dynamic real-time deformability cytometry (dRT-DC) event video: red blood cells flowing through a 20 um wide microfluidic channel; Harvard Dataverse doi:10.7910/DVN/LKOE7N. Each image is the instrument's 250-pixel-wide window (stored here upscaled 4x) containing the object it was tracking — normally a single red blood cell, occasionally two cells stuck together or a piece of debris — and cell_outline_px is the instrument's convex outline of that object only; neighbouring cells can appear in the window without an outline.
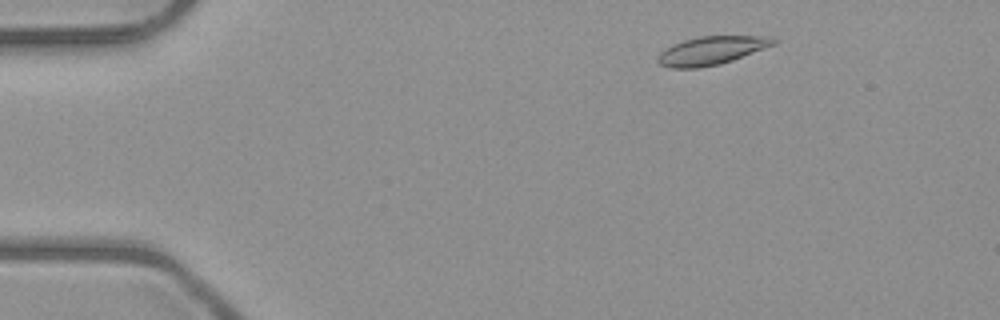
{"species": "common noctule bat (a hibernating species)", "species_latin": "Nyctalus noctula", "temperature_condition": "room temperature", "stored_images_in_passage": 48, "camera_frame_rate_fps": 3000, "um_per_image_px": 0.085, "animal": {"sex": "male", "body_mass_g": 23.1, "forearm_length_mm": 52.7}, "frame": {"image": 1, "passage_image": 4, "time_ms": 1.0, "image_size_px": [1000, 320], "cell_outline_px": [[776, 44], [732, 60], [720, 64], [700, 68], [668, 68], [660, 64], [656, 60], [656, 56], [664, 48], [672, 44], [684, 40], [700, 36], [776, 36]], "centroid_in_image_um": [60.45, 4.29], "position_along_channel_um": 24.6, "area_um2": 19.31}}
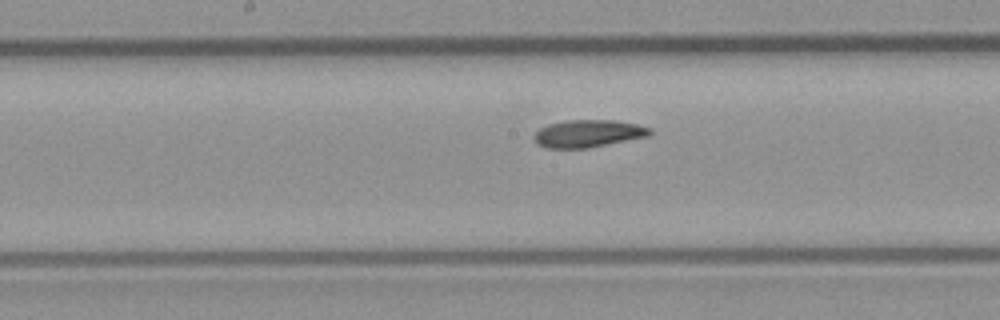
{"frame": {"image": 2, "passage_image": 23, "time_ms": 7.333, "image_size_px": [1000, 320], "cell_outline_px": [[652, 132], [648, 136], [588, 148], [548, 148], [536, 144], [536, 132], [540, 128], [548, 124], [564, 120], [616, 120], [636, 124], [652, 128]], "centroid_in_image_um": [50.01, 11.34], "position_along_channel_um": 198.2, "area_um2": 18.44}}
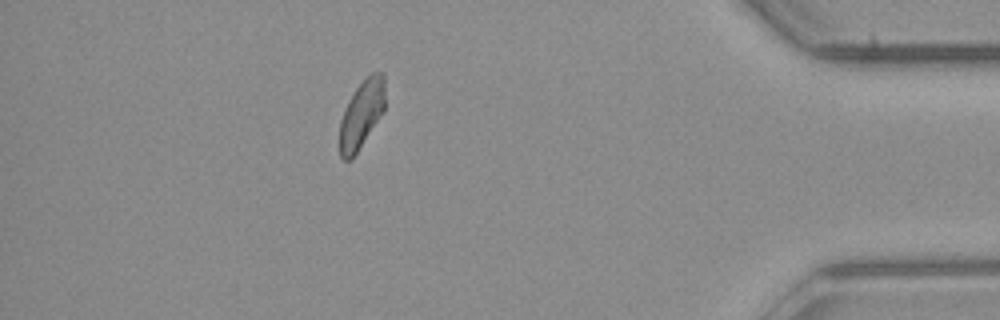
{"frame": {"image": 3, "passage_image": 42, "time_ms": 13.667, "image_size_px": [1000, 320], "cell_outline_px": [[384, 112], [356, 152], [348, 160], [344, 160], [340, 156], [340, 120], [348, 100], [356, 88], [372, 72], [384, 72]], "centroid_in_image_um": [30.74, 9.68], "position_along_channel_um": 404.5, "area_um2": 17.63}, "authors_computed_cell_mechanics": {"area_um2": 18.8139, "velocity_mm_per_s": 3.9992, "shape_relaxation_time_tau1_ms": 9.4603, "shape_relaxation_time_tau2_ms": 4.3063, "deformation_change_tau1": 0.1778, "deformation_change_tau2": 0.1096}}